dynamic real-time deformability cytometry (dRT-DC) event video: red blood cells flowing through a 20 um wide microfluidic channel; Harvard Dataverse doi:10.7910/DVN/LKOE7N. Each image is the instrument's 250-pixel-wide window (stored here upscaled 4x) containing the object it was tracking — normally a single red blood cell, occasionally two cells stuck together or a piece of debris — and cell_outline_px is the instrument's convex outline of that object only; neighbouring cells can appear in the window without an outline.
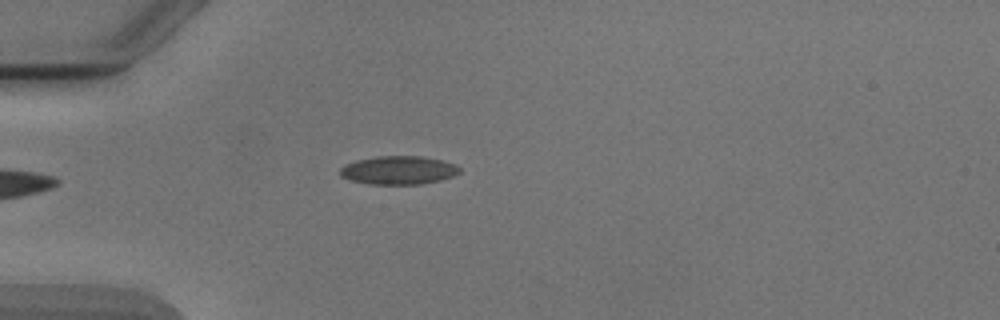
{"species": "Egyptian fruit bat (a non-hibernating species)", "species_latin": "Rousettus aegyptiacus", "temperature_condition": "cold", "stored_images_in_passage": 4, "camera_frame_rate_fps": 3000, "um_per_image_px": 0.085, "animal": {"sex": "male"}, "frame": {"image": 1, "passage_image": 4, "time_ms": 3.333, "image_size_px": [1000, 320], "cell_outline_px": [[460, 172], [452, 176], [440, 180], [420, 184], [368, 184], [352, 180], [340, 176], [340, 168], [344, 164], [356, 160], [376, 156], [420, 156], [440, 160], [456, 164], [460, 168]], "centroid_in_image_um": [33.85, 14.46], "position_along_channel_um": 51.1, "area_um2": 19.77}}